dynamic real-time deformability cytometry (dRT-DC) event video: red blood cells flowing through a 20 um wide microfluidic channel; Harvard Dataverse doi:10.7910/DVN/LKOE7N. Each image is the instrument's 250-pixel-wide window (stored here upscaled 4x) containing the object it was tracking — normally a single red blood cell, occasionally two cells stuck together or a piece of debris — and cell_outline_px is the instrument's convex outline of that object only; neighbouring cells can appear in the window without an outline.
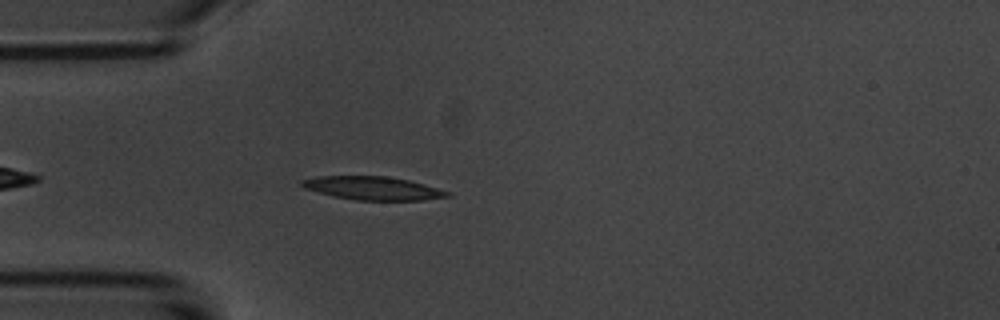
{"species": "common noctule bat (a hibernating species)", "species_latin": "Nyctalus noctula", "temperature_condition": "room temperature", "stored_images_in_passage": 41, "camera_frame_rate_fps": 3000, "um_per_image_px": 0.085, "animal": {"sex": "male", "body_mass_g": 20.1, "forearm_length_mm": 53.5}, "frame": {"image": 1, "passage_image": 5, "time_ms": 1.333, "image_size_px": [1000, 320], "cell_outline_px": [[452, 196], [424, 200], [356, 200], [332, 196], [304, 188], [300, 184], [300, 180], [320, 176], [388, 176], [408, 180], [424, 184], [452, 192]], "centroid_in_image_um": [31.72, 16.0], "position_along_channel_um": 53.3, "area_um2": 19.88}}
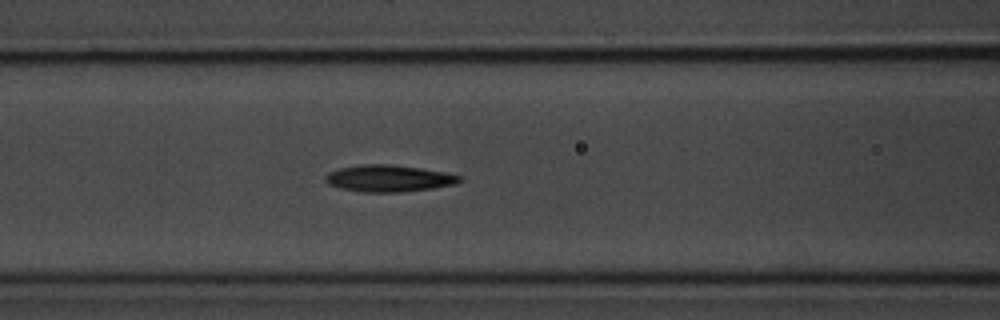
{"frame": {"image": 2, "passage_image": 12, "time_ms": 3.667, "image_size_px": [1000, 320], "cell_outline_px": [[464, 180], [456, 184], [432, 188], [400, 192], [364, 192], [344, 188], [328, 184], [324, 180], [324, 176], [328, 172], [340, 168], [360, 164], [388, 164], [420, 168], [448, 172], [464, 176]], "centroid_in_image_um": [33.1, 15.15], "position_along_channel_um": 133.5, "area_um2": 21.04}}
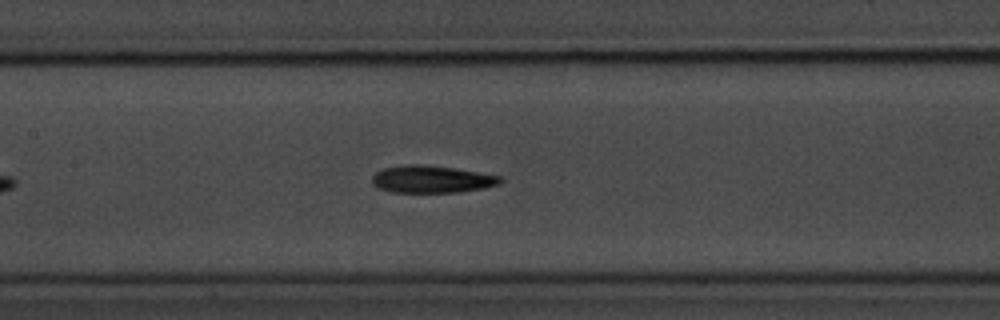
{"frame": {"image": 3, "passage_image": 15, "time_ms": 4.667, "image_size_px": [1000, 320], "cell_outline_px": [[504, 180], [500, 184], [484, 188], [460, 192], [392, 192], [376, 188], [372, 184], [372, 176], [376, 172], [384, 168], [404, 164], [424, 164], [456, 168], [500, 176]], "centroid_in_image_um": [36.68, 15.23], "position_along_channel_um": 170.7, "area_um2": 20.63}, "authors_computed_cell_mechanics": {"area_um2": 20.519, "velocity_mm_per_s": 3.711, "shape_relaxation_time_tau1_ms": 2.8836, "shape_relaxation_time_tau2_ms": null, "deformation_change_tau1": 0.1363, "deformation_change_tau2": null}}